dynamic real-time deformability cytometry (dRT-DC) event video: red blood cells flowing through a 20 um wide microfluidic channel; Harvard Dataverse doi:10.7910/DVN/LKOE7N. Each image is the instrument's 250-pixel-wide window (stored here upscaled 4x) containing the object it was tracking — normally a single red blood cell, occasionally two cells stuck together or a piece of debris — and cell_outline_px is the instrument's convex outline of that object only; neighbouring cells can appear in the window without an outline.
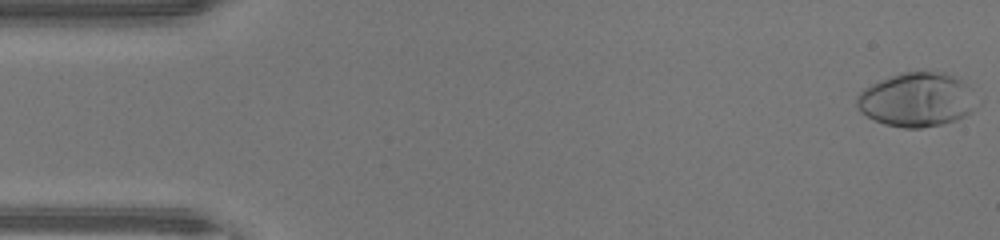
{"species": "human", "species_latin": "Homo sapiens", "temperature_condition": "warm", "stored_images_in_passage": 47, "camera_frame_rate_fps": 3000, "um_per_image_px": 0.085, "donor": {"sex": "male"}, "frame": {"image": 1, "passage_image": 1, "time_ms": 0.0, "image_size_px": [1000, 240], "cell_outline_px": [[984, 100], [972, 112], [956, 120], [940, 124], [920, 128], [904, 128], [884, 124], [860, 112], [856, 108], [856, 96], [864, 88], [880, 80], [900, 72], [924, 68], [944, 72], [956, 76], [968, 84]], "centroid_in_image_um": [78.03, 8.42], "position_along_channel_um": 7.0, "area_um2": 39.3}}
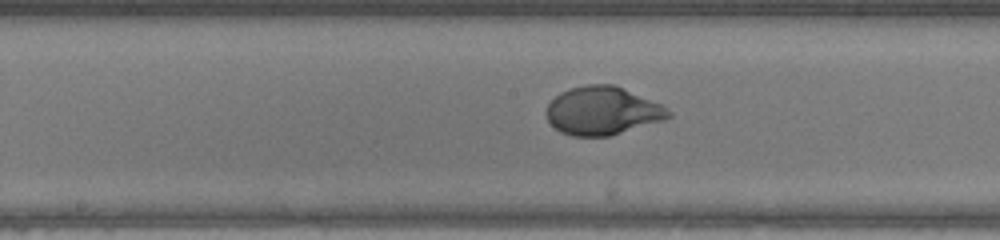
{"frame": {"image": 2, "passage_image": 24, "time_ms": 7.667, "image_size_px": [1000, 240], "cell_outline_px": [[672, 116], [664, 120], [608, 136], [572, 136], [560, 132], [548, 120], [544, 112], [548, 104], [560, 92], [572, 88], [588, 84], [612, 84], [660, 104], [672, 112]], "centroid_in_image_um": [51.18, 9.43], "position_along_channel_um": 197.0, "area_um2": 33.99}}
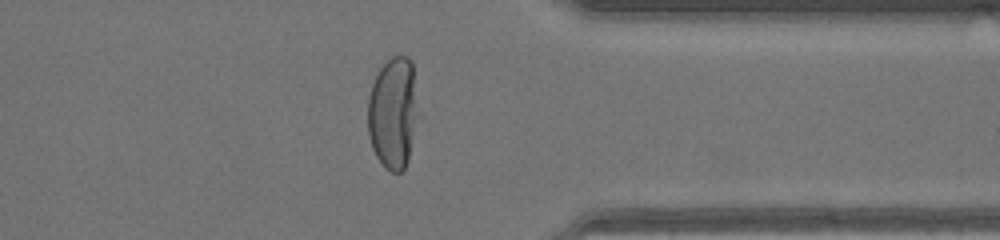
{"frame": {"image": 3, "passage_image": 37, "time_ms": 12.0, "image_size_px": [1000, 240], "cell_outline_px": [[420, 116], [408, 160], [404, 168], [400, 172], [392, 172], [384, 168], [376, 156], [372, 148], [368, 136], [368, 96], [372, 84], [380, 68], [392, 56], [408, 56], [412, 60]], "centroid_in_image_um": [33.45, 9.6], "position_along_channel_um": 378.0, "area_um2": 33.64}, "authors_computed_cell_mechanics": {"area_um2": 34.7956, "velocity_mm_per_s": 4.3791, "shape_relaxation_time_tau1_ms": 3.2243, "shape_relaxation_time_tau2_ms": null, "deformation_change_tau1": 0.2612, "deformation_change_tau2": null}}